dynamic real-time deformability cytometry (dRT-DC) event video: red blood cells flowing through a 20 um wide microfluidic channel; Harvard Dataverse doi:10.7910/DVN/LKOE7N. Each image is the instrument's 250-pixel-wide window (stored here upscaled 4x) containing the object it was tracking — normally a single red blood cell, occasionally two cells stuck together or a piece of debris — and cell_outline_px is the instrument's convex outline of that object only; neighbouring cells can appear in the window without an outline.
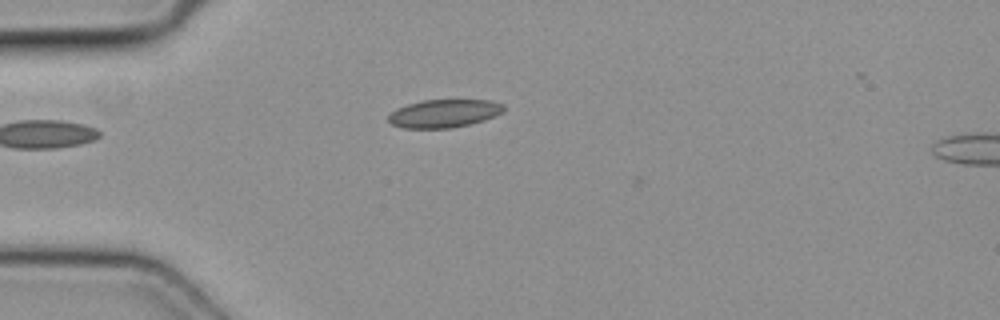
{"species": "common noctule bat (a hibernating species)", "species_latin": "Nyctalus noctula", "temperature_condition": "cold", "stored_images_in_passage": 2, "camera_frame_rate_fps": 3000, "um_per_image_px": 0.085, "animal": {"sex": "female", "body_mass_g": 19.3, "forearm_length_mm": 54.1}, "frame": {"image": 1, "passage_image": 1, "time_ms": 0.0, "image_size_px": [1000, 320], "cell_outline_px": [[504, 112], [484, 120], [452, 128], [404, 128], [392, 124], [388, 120], [388, 116], [396, 108], [408, 104], [424, 100], [492, 100], [504, 104]], "centroid_in_image_um": [37.76, 9.64], "position_along_channel_um": 47.2, "area_um2": 18.84}}